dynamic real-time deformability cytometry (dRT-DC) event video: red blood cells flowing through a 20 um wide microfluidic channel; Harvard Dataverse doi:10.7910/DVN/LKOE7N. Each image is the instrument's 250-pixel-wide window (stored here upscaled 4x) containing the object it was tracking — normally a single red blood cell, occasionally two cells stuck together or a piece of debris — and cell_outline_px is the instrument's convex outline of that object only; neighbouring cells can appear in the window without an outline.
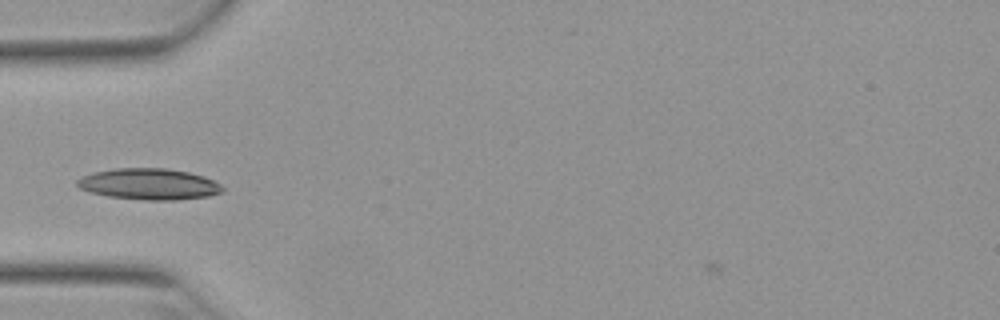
{"species": "Egyptian fruit bat (a non-hibernating species)", "species_latin": "Rousettus aegyptiacus", "temperature_condition": "warm", "stored_images_in_passage": 21, "camera_frame_rate_fps": 3000, "um_per_image_px": 0.085, "animal": {"sex": "female"}, "frame": {"image": 1, "passage_image": 7, "time_ms": 2.0, "image_size_px": [1000, 320], "cell_outline_px": [[224, 192], [208, 196], [176, 200], [144, 200], [108, 196], [92, 192], [80, 188], [76, 184], [76, 180], [84, 176], [96, 172], [116, 168], [164, 168], [188, 172], [204, 176], [220, 184], [224, 188]], "centroid_in_image_um": [12.7, 15.65], "position_along_channel_um": 72.3, "area_um2": 26.24}}